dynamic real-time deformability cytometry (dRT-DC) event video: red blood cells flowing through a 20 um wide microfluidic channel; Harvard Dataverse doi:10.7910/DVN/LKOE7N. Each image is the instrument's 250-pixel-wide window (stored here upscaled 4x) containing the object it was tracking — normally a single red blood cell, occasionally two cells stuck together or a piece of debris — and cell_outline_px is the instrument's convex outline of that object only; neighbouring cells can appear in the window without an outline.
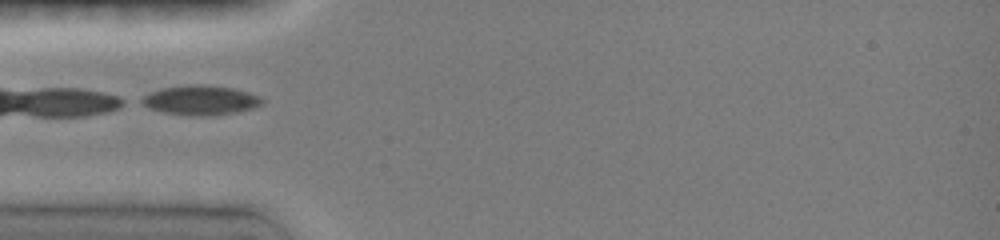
{"species": "common noctule bat (a hibernating species)", "species_latin": "Nyctalus noctula", "temperature_condition": "room temperature", "stored_images_in_passage": 5, "camera_frame_rate_fps": 3000, "um_per_image_px": 0.085, "animal": {"sex": "female", "body_mass_g": 19.0, "forearm_length_mm": 51.5}, "frame": {"image": 1, "passage_image": 1, "time_ms": 0.0, "image_size_px": [1000, 240], "cell_outline_px": [[264, 100], [260, 104], [252, 108], [236, 112], [212, 116], [200, 116], [164, 112], [148, 108], [140, 104], [136, 100], [160, 88], [192, 84], [204, 84], [232, 88], [248, 92], [260, 96]], "centroid_in_image_um": [17.0, 8.51], "position_along_channel_um": 68.0, "area_um2": 20.81}}